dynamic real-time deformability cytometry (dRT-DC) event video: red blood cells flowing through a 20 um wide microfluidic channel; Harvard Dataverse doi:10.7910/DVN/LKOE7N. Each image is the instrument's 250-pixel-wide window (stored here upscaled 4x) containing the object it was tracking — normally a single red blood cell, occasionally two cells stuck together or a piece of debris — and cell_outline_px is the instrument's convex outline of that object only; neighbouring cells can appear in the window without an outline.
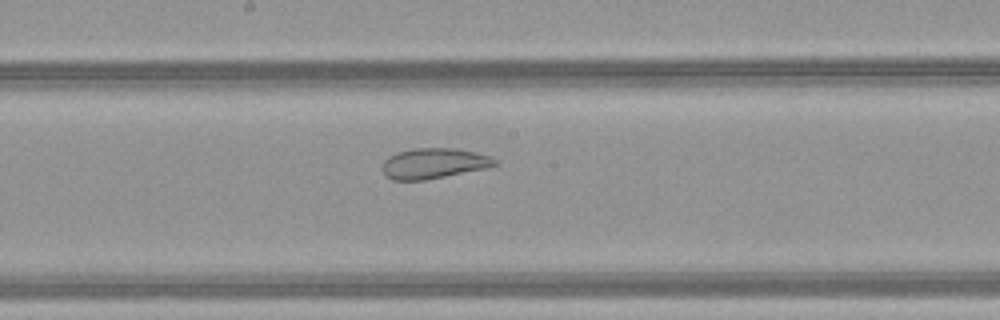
{"species": "common noctule bat (a hibernating species)", "species_latin": "Nyctalus noctula", "temperature_condition": "warm", "stored_images_in_passage": 51, "camera_frame_rate_fps": 3000, "um_per_image_px": 0.085, "animal": {"sex": "female", "body_mass_g": 21.9}, "frame": {"image": 1, "passage_image": 29, "time_ms": 9.333, "image_size_px": [1000, 320], "cell_outline_px": [[500, 164], [484, 168], [424, 180], [392, 180], [384, 176], [384, 160], [388, 156], [412, 148], [456, 148], [476, 152], [488, 156], [496, 160]], "centroid_in_image_um": [36.86, 13.88], "position_along_channel_um": 211.3, "area_um2": 19.71}}
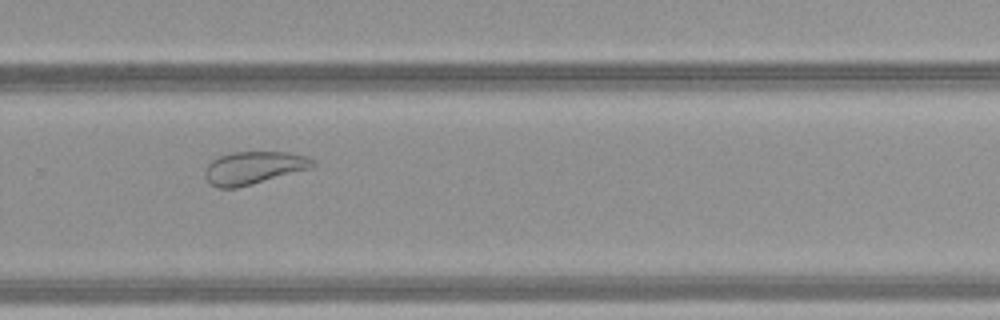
{"frame": {"image": 2, "passage_image": 36, "time_ms": 11.667, "image_size_px": [1000, 320], "cell_outline_px": [[316, 164], [312, 168], [252, 184], [236, 188], [216, 188], [204, 176], [204, 172], [208, 164], [212, 160], [220, 156], [232, 152], [288, 152], [308, 156], [316, 160]], "centroid_in_image_um": [21.6, 14.26], "position_along_channel_um": 308.2, "area_um2": 20.63}}
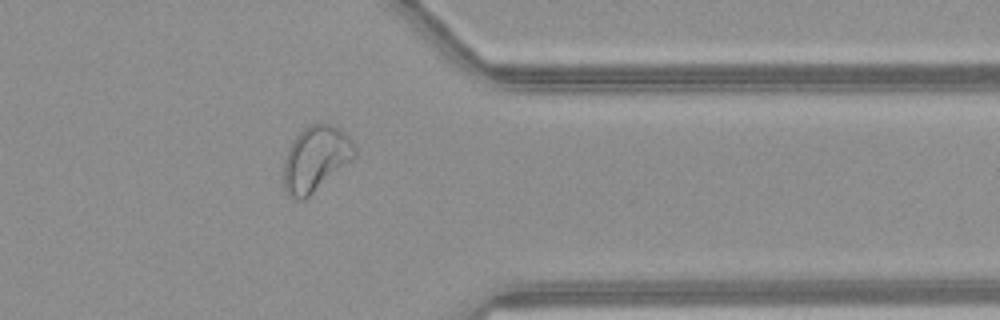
{"frame": {"image": 3, "passage_image": 42, "time_ms": 13.667, "image_size_px": [1000, 320], "cell_outline_px": [[356, 156], [352, 160], [304, 200], [296, 200], [288, 196], [284, 188], [284, 160], [288, 148], [292, 140], [304, 128], [312, 124], [332, 124], [344, 132], [352, 140], [356, 148]], "centroid_in_image_um": [26.83, 13.5], "position_along_channel_um": 384.6, "area_um2": 26.99}}